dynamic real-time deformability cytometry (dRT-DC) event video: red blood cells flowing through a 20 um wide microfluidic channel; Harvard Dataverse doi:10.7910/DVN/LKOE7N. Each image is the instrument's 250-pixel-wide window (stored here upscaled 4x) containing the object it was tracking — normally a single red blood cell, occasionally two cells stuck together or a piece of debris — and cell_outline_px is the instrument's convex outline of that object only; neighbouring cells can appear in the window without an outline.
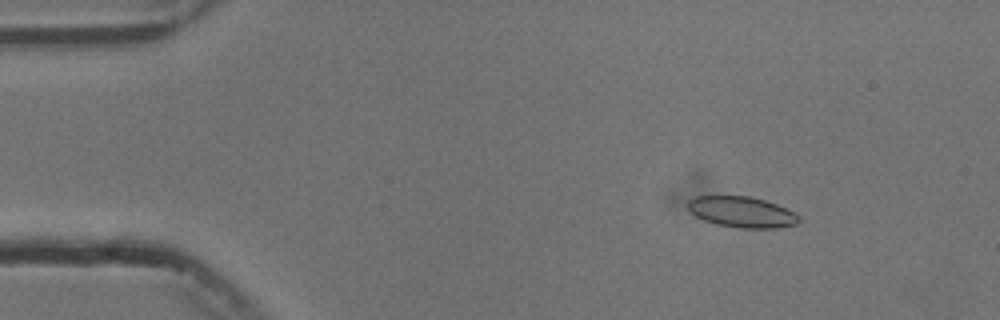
{"species": "common noctule bat (a hibernating species)", "species_latin": "Nyctalus noctula", "temperature_condition": "cold", "stored_images_in_passage": 54, "camera_frame_rate_fps": 3000, "um_per_image_px": 0.085, "animal": {"sex": "male", "body_mass_g": 13.3}, "frame": {"image": 1, "passage_image": 7, "time_ms": 2.0, "image_size_px": [1000, 320], "cell_outline_px": [[800, 220], [796, 224], [776, 228], [740, 228], [716, 224], [704, 220], [696, 216], [688, 208], [688, 200], [696, 196], [748, 196], [764, 200], [776, 204], [800, 216]], "centroid_in_image_um": [63.04, 18.02], "position_along_channel_um": 22.0, "area_um2": 19.77}}
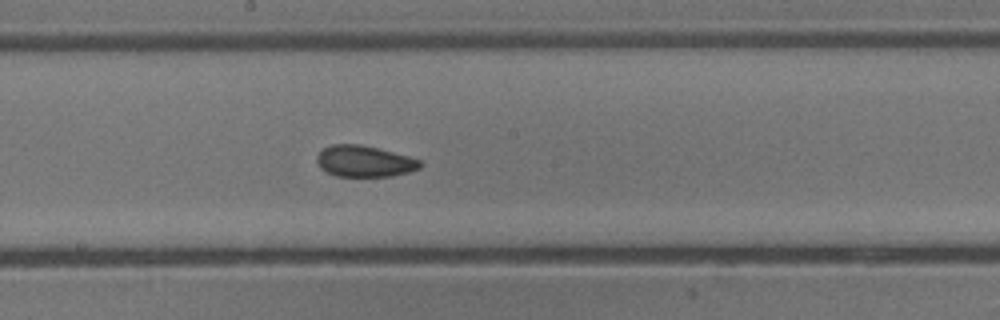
{"frame": {"image": 2, "passage_image": 29, "time_ms": 9.333, "image_size_px": [1000, 320], "cell_outline_px": [[424, 164], [420, 168], [408, 172], [392, 176], [336, 176], [320, 168], [316, 164], [316, 156], [324, 148], [332, 144], [360, 144], [408, 156], [420, 160]], "centroid_in_image_um": [30.96, 13.71], "position_along_channel_um": 217.2, "area_um2": 18.79}}
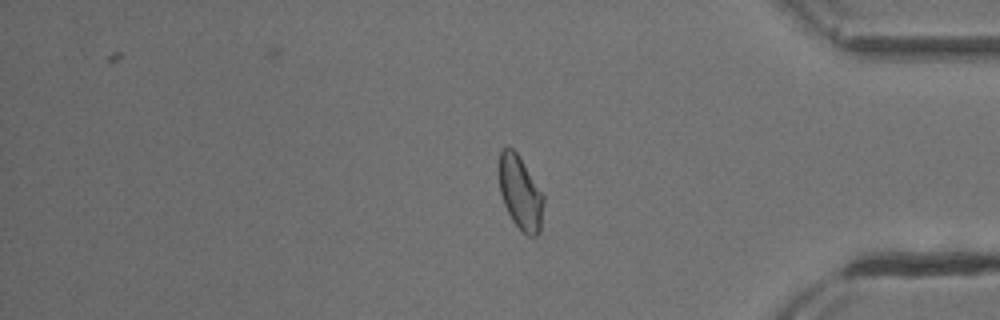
{"frame": {"image": 3, "passage_image": 45, "time_ms": 14.667, "image_size_px": [1000, 320], "cell_outline_px": [[544, 200], [540, 232], [536, 236], [528, 236], [512, 220], [504, 204], [500, 192], [500, 152], [504, 148], [512, 148], [516, 152], [544, 196]], "centroid_in_image_um": [44.24, 16.43], "position_along_channel_um": 391.0, "area_um2": 18.55}, "authors_computed_cell_mechanics": {"area_um2": 19.5075, "velocity_mm_per_s": 3.7385, "shape_relaxation_time_tau1_ms": 4.7524, "shape_relaxation_time_tau2_ms": 2.0541, "deformation_change_tau1": 0.092, "deformation_change_tau2": 0.0594}}